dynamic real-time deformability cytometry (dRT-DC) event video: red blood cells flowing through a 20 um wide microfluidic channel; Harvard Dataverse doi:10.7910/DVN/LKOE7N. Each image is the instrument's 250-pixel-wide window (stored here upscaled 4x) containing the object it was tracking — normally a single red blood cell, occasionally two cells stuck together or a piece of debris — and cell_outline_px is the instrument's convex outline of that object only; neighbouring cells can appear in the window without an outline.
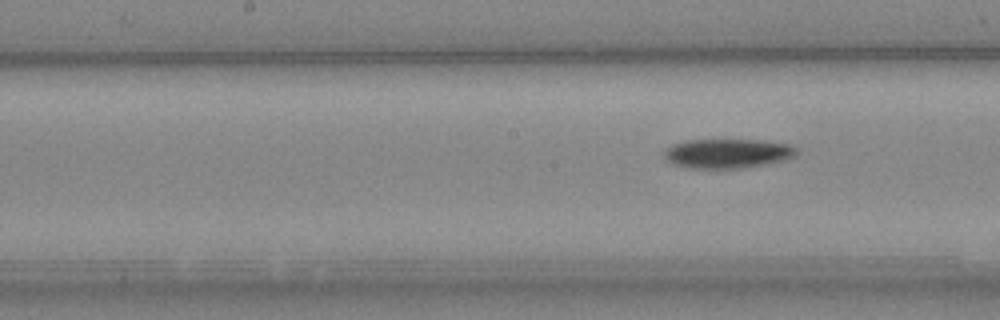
{"species": "Egyptian fruit bat (a non-hibernating species)", "species_latin": "Rousettus aegyptiacus", "temperature_condition": "cold", "stored_images_in_passage": 9, "segment_of_instrument_passage": [2, 2], "camera_frame_rate_fps": 3000, "um_per_image_px": 0.085, "animal": {"sex": "female"}, "frame": {"image": 1, "passage_image": 9, "time_ms": 10.333, "image_size_px": [1000, 320], "cell_outline_px": [[800, 152], [796, 156], [764, 164], [744, 168], [692, 168], [672, 164], [664, 160], [664, 152], [672, 144], [684, 140], [764, 140], [792, 144]], "centroid_in_image_um": [61.84, 13.03], "position_along_channel_um": 186.4, "area_um2": 22.83}}